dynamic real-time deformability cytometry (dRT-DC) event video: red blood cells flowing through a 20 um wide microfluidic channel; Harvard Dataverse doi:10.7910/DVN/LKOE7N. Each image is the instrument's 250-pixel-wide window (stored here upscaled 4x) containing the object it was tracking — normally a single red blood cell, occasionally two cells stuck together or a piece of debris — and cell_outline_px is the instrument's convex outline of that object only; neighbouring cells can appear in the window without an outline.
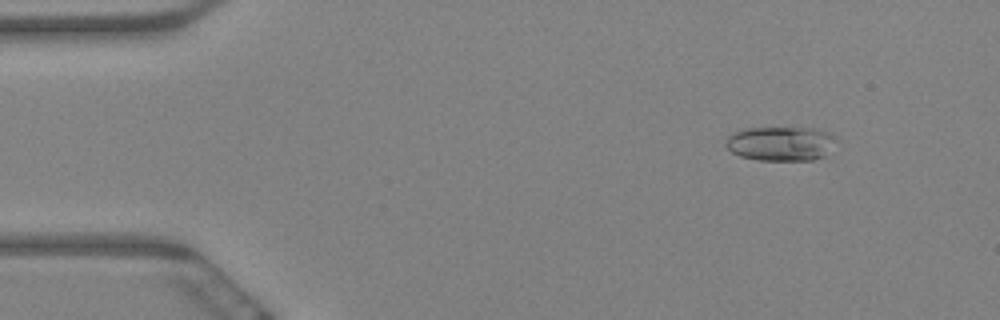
{"species": "Egyptian fruit bat (a non-hibernating species)", "species_latin": "Rousettus aegyptiacus", "temperature_condition": "warm", "stored_images_in_passage": 62, "camera_frame_rate_fps": 3000, "um_per_image_px": 0.085, "animal": {"sex": "female"}, "frame": {"image": 1, "passage_image": 7, "time_ms": 2.0, "image_size_px": [1000, 320], "cell_outline_px": [[832, 136], [824, 156], [812, 160], [756, 160], [740, 156], [732, 152], [724, 144], [728, 136], [744, 128], [816, 128], [832, 132]], "centroid_in_image_um": [66.27, 12.2], "position_along_channel_um": 18.7, "area_um2": 21.68}}
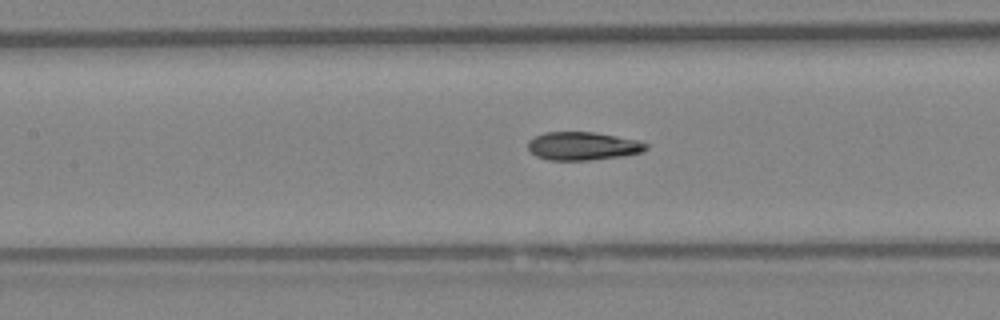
{"frame": {"image": 2, "passage_image": 28, "time_ms": 9.0, "image_size_px": [1000, 320], "cell_outline_px": [[648, 148], [640, 152], [624, 156], [592, 160], [548, 160], [536, 156], [528, 148], [528, 140], [544, 132], [592, 132], [616, 136], [636, 140], [648, 144]], "centroid_in_image_um": [49.53, 12.42], "position_along_channel_um": 157.9, "area_um2": 19.36}}
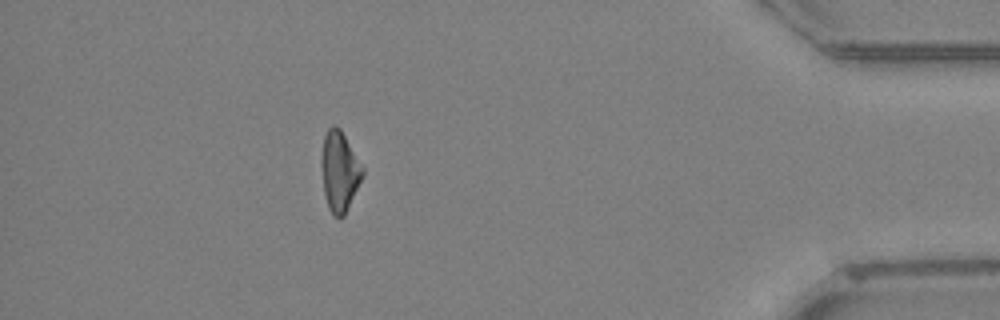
{"frame": {"image": 3, "passage_image": 55, "time_ms": 18.0, "image_size_px": [1000, 320], "cell_outline_px": [[364, 176], [344, 216], [332, 216], [328, 208], [324, 192], [320, 164], [320, 156], [324, 136], [328, 128], [332, 124], [336, 124], [340, 128], [364, 168]], "centroid_in_image_um": [28.85, 14.54], "position_along_channel_um": 406.4, "area_um2": 19.54}, "authors_computed_cell_mechanics": {"area_um2": 19.9121, "velocity_mm_per_s": 3.3195, "shape_relaxation_time_tau1_ms": null, "shape_relaxation_time_tau2_ms": 1.9974, "deformation_change_tau1": null, "deformation_change_tau2": 0.0764}}